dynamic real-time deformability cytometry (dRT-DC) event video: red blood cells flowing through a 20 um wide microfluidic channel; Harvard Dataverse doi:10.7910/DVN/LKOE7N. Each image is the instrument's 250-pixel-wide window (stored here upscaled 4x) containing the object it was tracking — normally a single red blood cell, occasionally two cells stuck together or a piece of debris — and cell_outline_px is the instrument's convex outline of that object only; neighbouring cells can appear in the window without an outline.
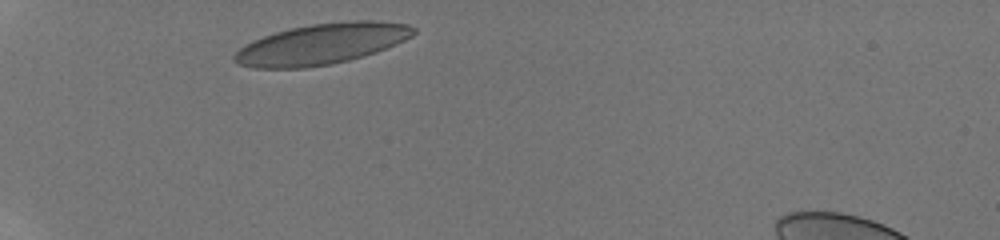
{"species": "human", "species_latin": "Homo sapiens", "temperature_condition": "room temperature", "stored_images_in_passage": 17, "camera_frame_rate_fps": 3000, "um_per_image_px": 0.085, "donor": {"sex": "male"}, "frame": {"image": 1, "passage_image": 1, "time_ms": 0.0, "image_size_px": [1000, 240], "cell_outline_px": [[416, 32], [412, 36], [396, 44], [376, 52], [348, 60], [332, 64], [304, 68], [252, 68], [236, 64], [232, 60], [232, 56], [244, 44], [252, 40], [288, 28], [312, 24], [348, 20], [376, 20], [408, 24], [416, 28]], "centroid_in_image_um": [27.32, 3.73], "position_along_channel_um": 57.7, "area_um2": 42.89}}
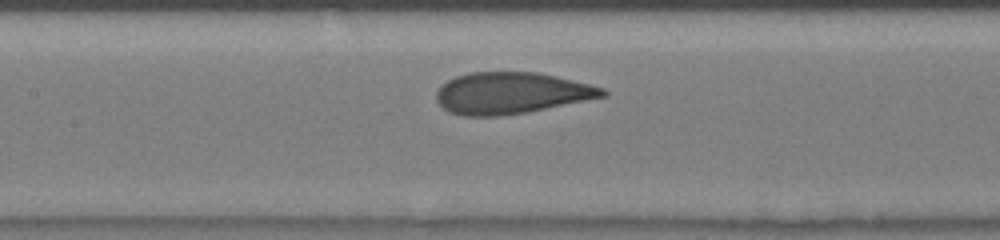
{"frame": {"image": 2, "passage_image": 9, "time_ms": 3.333, "image_size_px": [1000, 240], "cell_outline_px": [[608, 96], [524, 112], [500, 116], [464, 116], [448, 112], [436, 100], [436, 92], [448, 80], [456, 76], [468, 72], [536, 72], [556, 76], [604, 88], [608, 92]], "centroid_in_image_um": [43.44, 7.91], "position_along_channel_um": 164.0, "area_um2": 39.94}}
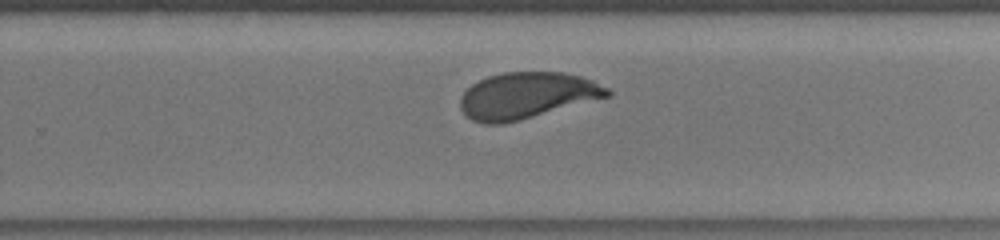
{"frame": {"image": 3, "passage_image": 16, "time_ms": 6.333, "image_size_px": [1000, 240], "cell_outline_px": [[612, 96], [520, 120], [500, 124], [484, 124], [472, 120], [460, 108], [460, 96], [472, 84], [488, 76], [504, 72], [564, 72], [580, 76], [592, 80], [608, 88], [612, 92]], "centroid_in_image_um": [44.8, 8.12], "position_along_channel_um": 285.0, "area_um2": 39.77}}